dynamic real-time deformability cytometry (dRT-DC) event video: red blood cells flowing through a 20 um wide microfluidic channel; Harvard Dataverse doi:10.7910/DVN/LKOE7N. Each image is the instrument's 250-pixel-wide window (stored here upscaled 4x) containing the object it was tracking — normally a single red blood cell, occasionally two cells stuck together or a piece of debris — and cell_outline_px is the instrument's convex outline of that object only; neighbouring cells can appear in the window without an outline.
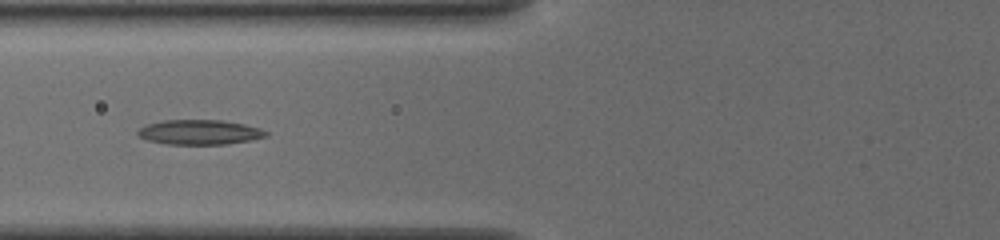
{"species": "common noctule bat (a hibernating species)", "species_latin": "Nyctalus noctula", "temperature_condition": "cold", "stored_images_in_passage": 37, "camera_frame_rate_fps": 3000, "um_per_image_px": 0.085, "animal": {"sex": "female", "body_mass_g": 19.5, "forearm_length_mm": 54.1}, "frame": {"image": 1, "passage_image": 6, "time_ms": 1.667, "image_size_px": [1000, 240], "cell_outline_px": [[268, 136], [252, 140], [224, 144], [168, 144], [148, 140], [136, 136], [136, 132], [144, 124], [164, 120], [220, 120], [244, 124], [260, 128], [268, 132]], "centroid_in_image_um": [16.94, 11.23], "position_along_channel_um": 108.9, "area_um2": 18.61}}
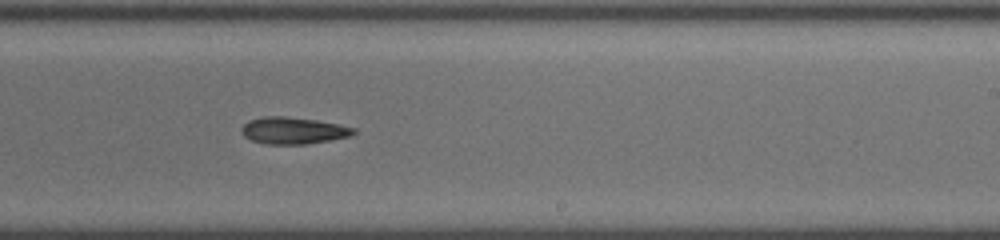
{"frame": {"image": 2, "passage_image": 18, "time_ms": 5.667, "image_size_px": [1000, 240], "cell_outline_px": [[356, 132], [352, 136], [304, 144], [264, 144], [252, 140], [244, 136], [240, 128], [248, 120], [264, 116], [284, 116], [316, 120], [356, 128]], "centroid_in_image_um": [24.9, 11.09], "position_along_channel_um": 264.1, "area_um2": 17.46}}
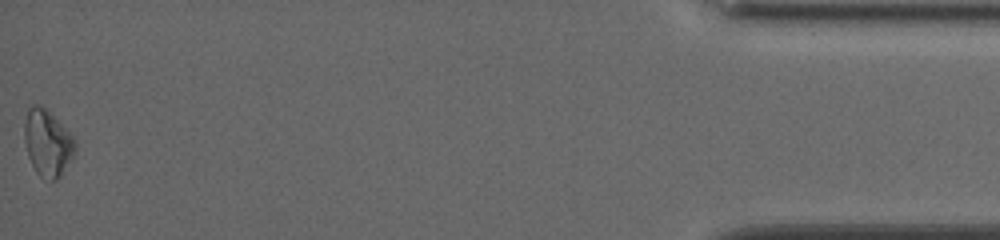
{"frame": {"image": 3, "passage_image": 37, "time_ms": 12.0, "image_size_px": [1000, 240], "cell_outline_px": [[76, 152], [60, 176], [56, 180], [52, 180], [40, 176], [36, 172], [28, 156], [24, 140], [24, 124], [28, 108], [32, 104], [36, 104], [44, 108], [72, 136], [76, 144]], "centroid_in_image_um": [4.02, 12.17], "position_along_channel_um": 431.2, "area_um2": 19.25}}